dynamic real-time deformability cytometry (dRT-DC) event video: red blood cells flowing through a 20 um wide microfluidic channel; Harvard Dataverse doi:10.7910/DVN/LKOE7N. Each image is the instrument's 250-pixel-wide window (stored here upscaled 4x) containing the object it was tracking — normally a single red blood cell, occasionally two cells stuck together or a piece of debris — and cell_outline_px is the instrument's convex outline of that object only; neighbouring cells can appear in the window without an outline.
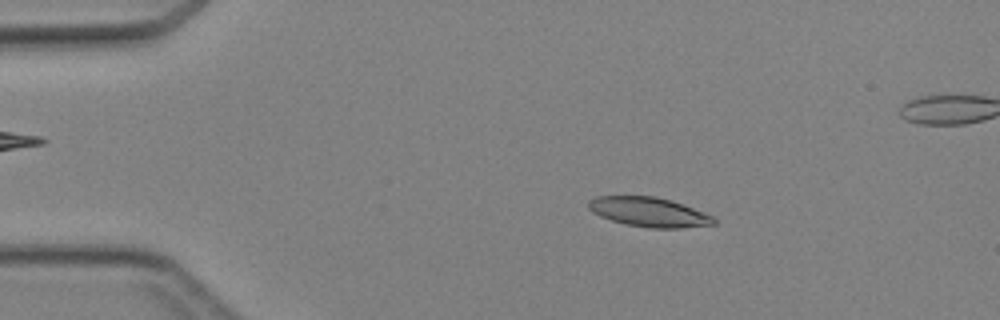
{"species": "Egyptian fruit bat (a non-hibernating species)", "species_latin": "Rousettus aegyptiacus", "temperature_condition": "cold", "stored_images_in_passage": 47, "segment_of_instrument_passage": [1, 2], "camera_frame_rate_fps": 3000, "um_per_image_px": 0.085, "animal": {"sex": "female"}, "frame": {"image": 1, "passage_image": 8, "time_ms": 2.333, "image_size_px": [1000, 320], "cell_outline_px": [[716, 224], [680, 228], [648, 228], [624, 224], [600, 216], [592, 212], [588, 208], [588, 200], [596, 196], [656, 196], [672, 200], [712, 216], [716, 220]], "centroid_in_image_um": [55.13, 18.02], "position_along_channel_um": 29.9, "area_um2": 21.56}}
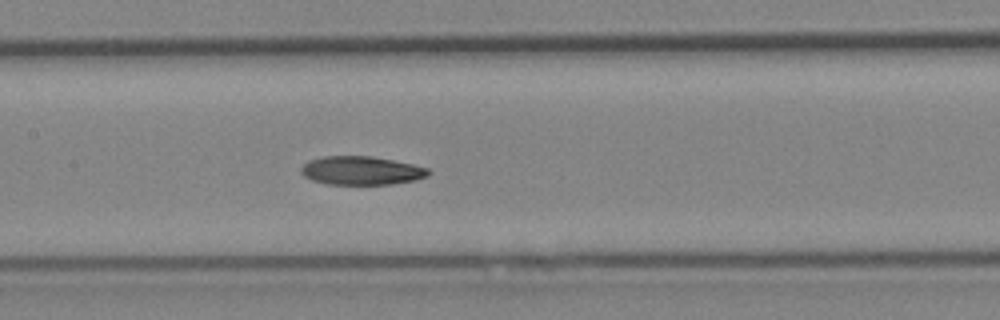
{"frame": {"image": 2, "passage_image": 22, "time_ms": 7.0, "image_size_px": [1000, 320], "cell_outline_px": [[432, 172], [428, 176], [416, 180], [392, 184], [328, 184], [312, 180], [304, 176], [300, 172], [300, 168], [308, 160], [324, 156], [372, 156], [412, 164], [428, 168]], "centroid_in_image_um": [30.72, 14.5], "position_along_channel_um": 176.7, "area_um2": 21.27}}
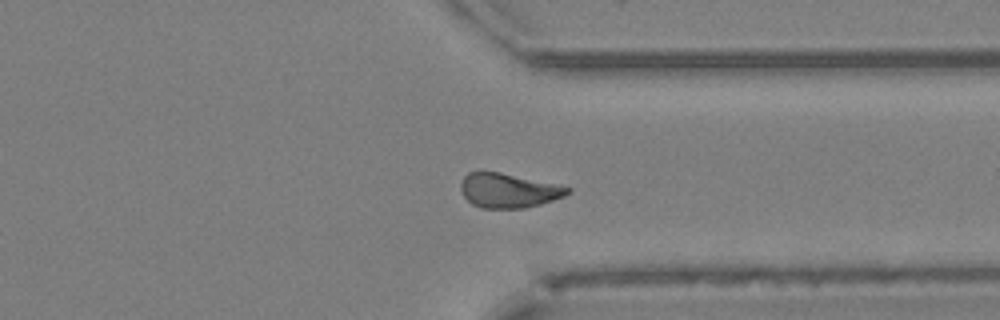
{"frame": {"image": 3, "passage_image": 35, "time_ms": 11.333, "image_size_px": [1000, 320], "cell_outline_px": [[572, 192], [564, 196], [540, 204], [524, 208], [480, 208], [472, 204], [464, 196], [460, 188], [460, 184], [464, 176], [468, 172], [500, 172], [572, 188]], "centroid_in_image_um": [43.2, 16.2], "position_along_channel_um": 368.2, "area_um2": 21.21}}